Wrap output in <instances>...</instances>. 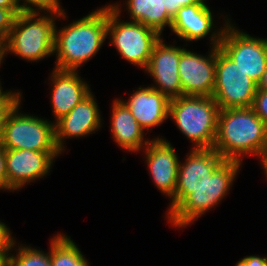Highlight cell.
<instances>
[{
  "instance_id": "6da1fadb",
  "label": "cell",
  "mask_w": 267,
  "mask_h": 266,
  "mask_svg": "<svg viewBox=\"0 0 267 266\" xmlns=\"http://www.w3.org/2000/svg\"><path fill=\"white\" fill-rule=\"evenodd\" d=\"M213 148L229 161L259 155L267 149V125L249 108L220 109Z\"/></svg>"
},
{
  "instance_id": "7a4b0ae2",
  "label": "cell",
  "mask_w": 267,
  "mask_h": 266,
  "mask_svg": "<svg viewBox=\"0 0 267 266\" xmlns=\"http://www.w3.org/2000/svg\"><path fill=\"white\" fill-rule=\"evenodd\" d=\"M107 37V6L58 30L55 29V69L77 71L99 51Z\"/></svg>"
},
{
  "instance_id": "3957f363",
  "label": "cell",
  "mask_w": 267,
  "mask_h": 266,
  "mask_svg": "<svg viewBox=\"0 0 267 266\" xmlns=\"http://www.w3.org/2000/svg\"><path fill=\"white\" fill-rule=\"evenodd\" d=\"M220 108L213 97L180 96L170 99L169 117L196 147L213 148Z\"/></svg>"
},
{
  "instance_id": "277c9868",
  "label": "cell",
  "mask_w": 267,
  "mask_h": 266,
  "mask_svg": "<svg viewBox=\"0 0 267 266\" xmlns=\"http://www.w3.org/2000/svg\"><path fill=\"white\" fill-rule=\"evenodd\" d=\"M20 12L14 21L7 38V51L28 61H38L54 54L55 20L65 18V12ZM53 14V16H52Z\"/></svg>"
},
{
  "instance_id": "5b68a950",
  "label": "cell",
  "mask_w": 267,
  "mask_h": 266,
  "mask_svg": "<svg viewBox=\"0 0 267 266\" xmlns=\"http://www.w3.org/2000/svg\"><path fill=\"white\" fill-rule=\"evenodd\" d=\"M242 162L225 160L208 179L193 189L169 215L175 227H186L207 210L219 204L230 190ZM219 202V203H218Z\"/></svg>"
},
{
  "instance_id": "8992f818",
  "label": "cell",
  "mask_w": 267,
  "mask_h": 266,
  "mask_svg": "<svg viewBox=\"0 0 267 266\" xmlns=\"http://www.w3.org/2000/svg\"><path fill=\"white\" fill-rule=\"evenodd\" d=\"M118 4L107 6V36L119 54L134 65L146 68L155 43L161 38L153 28L142 23L121 22Z\"/></svg>"
},
{
  "instance_id": "52a82bcc",
  "label": "cell",
  "mask_w": 267,
  "mask_h": 266,
  "mask_svg": "<svg viewBox=\"0 0 267 266\" xmlns=\"http://www.w3.org/2000/svg\"><path fill=\"white\" fill-rule=\"evenodd\" d=\"M21 98L9 109L0 145L5 149L60 151L55 141V123L27 114H19Z\"/></svg>"
},
{
  "instance_id": "ba28073f",
  "label": "cell",
  "mask_w": 267,
  "mask_h": 266,
  "mask_svg": "<svg viewBox=\"0 0 267 266\" xmlns=\"http://www.w3.org/2000/svg\"><path fill=\"white\" fill-rule=\"evenodd\" d=\"M257 84L216 47V74L212 97L220 109L249 108Z\"/></svg>"
},
{
  "instance_id": "9c48e42d",
  "label": "cell",
  "mask_w": 267,
  "mask_h": 266,
  "mask_svg": "<svg viewBox=\"0 0 267 266\" xmlns=\"http://www.w3.org/2000/svg\"><path fill=\"white\" fill-rule=\"evenodd\" d=\"M219 49L258 85L267 67V39L238 31L227 19Z\"/></svg>"
},
{
  "instance_id": "30bf717a",
  "label": "cell",
  "mask_w": 267,
  "mask_h": 266,
  "mask_svg": "<svg viewBox=\"0 0 267 266\" xmlns=\"http://www.w3.org/2000/svg\"><path fill=\"white\" fill-rule=\"evenodd\" d=\"M223 30L224 27L217 33H212L210 40L213 45L209 57L182 48L178 73L183 95L212 97L216 74V47L220 44Z\"/></svg>"
},
{
  "instance_id": "8fae6325",
  "label": "cell",
  "mask_w": 267,
  "mask_h": 266,
  "mask_svg": "<svg viewBox=\"0 0 267 266\" xmlns=\"http://www.w3.org/2000/svg\"><path fill=\"white\" fill-rule=\"evenodd\" d=\"M225 161L214 149H193L189 153L185 163H179L177 175V187L170 201L167 216L190 194L193 189L204 183L208 175Z\"/></svg>"
},
{
  "instance_id": "7c38bea8",
  "label": "cell",
  "mask_w": 267,
  "mask_h": 266,
  "mask_svg": "<svg viewBox=\"0 0 267 266\" xmlns=\"http://www.w3.org/2000/svg\"><path fill=\"white\" fill-rule=\"evenodd\" d=\"M59 154L60 151L6 149L8 190L20 189L30 181L46 176Z\"/></svg>"
},
{
  "instance_id": "4fadbf2b",
  "label": "cell",
  "mask_w": 267,
  "mask_h": 266,
  "mask_svg": "<svg viewBox=\"0 0 267 266\" xmlns=\"http://www.w3.org/2000/svg\"><path fill=\"white\" fill-rule=\"evenodd\" d=\"M160 38L154 45L151 57L145 68L154 79L156 86H151L166 95L169 99L183 96L178 65L182 48L174 44L166 45Z\"/></svg>"
},
{
  "instance_id": "5bb4252c",
  "label": "cell",
  "mask_w": 267,
  "mask_h": 266,
  "mask_svg": "<svg viewBox=\"0 0 267 266\" xmlns=\"http://www.w3.org/2000/svg\"><path fill=\"white\" fill-rule=\"evenodd\" d=\"M146 162L156 187L169 198L174 196L180 161L170 142L162 138L149 141L145 147Z\"/></svg>"
},
{
  "instance_id": "9a60e30c",
  "label": "cell",
  "mask_w": 267,
  "mask_h": 266,
  "mask_svg": "<svg viewBox=\"0 0 267 266\" xmlns=\"http://www.w3.org/2000/svg\"><path fill=\"white\" fill-rule=\"evenodd\" d=\"M92 92L72 110L55 122V141L57 148L64 150V138L82 137L98 131L101 117Z\"/></svg>"
},
{
  "instance_id": "2e32d148",
  "label": "cell",
  "mask_w": 267,
  "mask_h": 266,
  "mask_svg": "<svg viewBox=\"0 0 267 266\" xmlns=\"http://www.w3.org/2000/svg\"><path fill=\"white\" fill-rule=\"evenodd\" d=\"M77 71L54 69L51 74L52 108L55 121L68 114L91 93L86 82H83Z\"/></svg>"
},
{
  "instance_id": "e0dca14e",
  "label": "cell",
  "mask_w": 267,
  "mask_h": 266,
  "mask_svg": "<svg viewBox=\"0 0 267 266\" xmlns=\"http://www.w3.org/2000/svg\"><path fill=\"white\" fill-rule=\"evenodd\" d=\"M138 89L127 101H121L143 130L161 125L169 116L170 99L149 86Z\"/></svg>"
},
{
  "instance_id": "ac0fdd59",
  "label": "cell",
  "mask_w": 267,
  "mask_h": 266,
  "mask_svg": "<svg viewBox=\"0 0 267 266\" xmlns=\"http://www.w3.org/2000/svg\"><path fill=\"white\" fill-rule=\"evenodd\" d=\"M213 14L206 4L181 7L172 19L171 30L186 41H197L214 28Z\"/></svg>"
},
{
  "instance_id": "d6986e66",
  "label": "cell",
  "mask_w": 267,
  "mask_h": 266,
  "mask_svg": "<svg viewBox=\"0 0 267 266\" xmlns=\"http://www.w3.org/2000/svg\"><path fill=\"white\" fill-rule=\"evenodd\" d=\"M113 104L111 131L114 141L129 152H138L146 147L150 140L144 142V130L139 126L129 108L119 99H116Z\"/></svg>"
},
{
  "instance_id": "ffe728a7",
  "label": "cell",
  "mask_w": 267,
  "mask_h": 266,
  "mask_svg": "<svg viewBox=\"0 0 267 266\" xmlns=\"http://www.w3.org/2000/svg\"><path fill=\"white\" fill-rule=\"evenodd\" d=\"M132 21L155 29L160 35L165 28H171L172 18L168 15L166 0H127Z\"/></svg>"
},
{
  "instance_id": "44dd1931",
  "label": "cell",
  "mask_w": 267,
  "mask_h": 266,
  "mask_svg": "<svg viewBox=\"0 0 267 266\" xmlns=\"http://www.w3.org/2000/svg\"><path fill=\"white\" fill-rule=\"evenodd\" d=\"M51 266H90L69 236L58 234L51 239Z\"/></svg>"
},
{
  "instance_id": "7402d4cb",
  "label": "cell",
  "mask_w": 267,
  "mask_h": 266,
  "mask_svg": "<svg viewBox=\"0 0 267 266\" xmlns=\"http://www.w3.org/2000/svg\"><path fill=\"white\" fill-rule=\"evenodd\" d=\"M17 250L16 256H9V266H51L50 252L22 245Z\"/></svg>"
},
{
  "instance_id": "603a6c76",
  "label": "cell",
  "mask_w": 267,
  "mask_h": 266,
  "mask_svg": "<svg viewBox=\"0 0 267 266\" xmlns=\"http://www.w3.org/2000/svg\"><path fill=\"white\" fill-rule=\"evenodd\" d=\"M16 1L20 12H40L41 10H44L47 13L49 12L50 14L51 12L60 13L61 11H63L60 6L59 0H23V4H19L20 0ZM33 7L37 8L34 9Z\"/></svg>"
},
{
  "instance_id": "cb8c5ba5",
  "label": "cell",
  "mask_w": 267,
  "mask_h": 266,
  "mask_svg": "<svg viewBox=\"0 0 267 266\" xmlns=\"http://www.w3.org/2000/svg\"><path fill=\"white\" fill-rule=\"evenodd\" d=\"M20 13V9H6L0 7V36L6 39L13 27L16 16Z\"/></svg>"
},
{
  "instance_id": "d4e9b609",
  "label": "cell",
  "mask_w": 267,
  "mask_h": 266,
  "mask_svg": "<svg viewBox=\"0 0 267 266\" xmlns=\"http://www.w3.org/2000/svg\"><path fill=\"white\" fill-rule=\"evenodd\" d=\"M251 108L267 125V91L257 89Z\"/></svg>"
},
{
  "instance_id": "484cf974",
  "label": "cell",
  "mask_w": 267,
  "mask_h": 266,
  "mask_svg": "<svg viewBox=\"0 0 267 266\" xmlns=\"http://www.w3.org/2000/svg\"><path fill=\"white\" fill-rule=\"evenodd\" d=\"M15 242L9 228H7L4 223L0 222V255H9V250H12L15 246Z\"/></svg>"
},
{
  "instance_id": "4316f807",
  "label": "cell",
  "mask_w": 267,
  "mask_h": 266,
  "mask_svg": "<svg viewBox=\"0 0 267 266\" xmlns=\"http://www.w3.org/2000/svg\"><path fill=\"white\" fill-rule=\"evenodd\" d=\"M20 98V92H3L0 83V112H8Z\"/></svg>"
},
{
  "instance_id": "83f0119b",
  "label": "cell",
  "mask_w": 267,
  "mask_h": 266,
  "mask_svg": "<svg viewBox=\"0 0 267 266\" xmlns=\"http://www.w3.org/2000/svg\"><path fill=\"white\" fill-rule=\"evenodd\" d=\"M166 11L168 15L173 19L181 7L193 5V4H205V0H166Z\"/></svg>"
},
{
  "instance_id": "f1b7e54d",
  "label": "cell",
  "mask_w": 267,
  "mask_h": 266,
  "mask_svg": "<svg viewBox=\"0 0 267 266\" xmlns=\"http://www.w3.org/2000/svg\"><path fill=\"white\" fill-rule=\"evenodd\" d=\"M8 190L6 149L0 145V190Z\"/></svg>"
},
{
  "instance_id": "f546056e",
  "label": "cell",
  "mask_w": 267,
  "mask_h": 266,
  "mask_svg": "<svg viewBox=\"0 0 267 266\" xmlns=\"http://www.w3.org/2000/svg\"><path fill=\"white\" fill-rule=\"evenodd\" d=\"M235 266H267V257L246 256L238 261Z\"/></svg>"
},
{
  "instance_id": "4dcf8cb0",
  "label": "cell",
  "mask_w": 267,
  "mask_h": 266,
  "mask_svg": "<svg viewBox=\"0 0 267 266\" xmlns=\"http://www.w3.org/2000/svg\"><path fill=\"white\" fill-rule=\"evenodd\" d=\"M7 54V39L5 37L0 36V64Z\"/></svg>"
},
{
  "instance_id": "1f68e13d",
  "label": "cell",
  "mask_w": 267,
  "mask_h": 266,
  "mask_svg": "<svg viewBox=\"0 0 267 266\" xmlns=\"http://www.w3.org/2000/svg\"><path fill=\"white\" fill-rule=\"evenodd\" d=\"M0 7L6 9H19L16 0H0Z\"/></svg>"
},
{
  "instance_id": "d6a6232c",
  "label": "cell",
  "mask_w": 267,
  "mask_h": 266,
  "mask_svg": "<svg viewBox=\"0 0 267 266\" xmlns=\"http://www.w3.org/2000/svg\"><path fill=\"white\" fill-rule=\"evenodd\" d=\"M257 89L266 90L267 91V67L266 70L263 73V76L260 80V82L257 85Z\"/></svg>"
},
{
  "instance_id": "836d02e7",
  "label": "cell",
  "mask_w": 267,
  "mask_h": 266,
  "mask_svg": "<svg viewBox=\"0 0 267 266\" xmlns=\"http://www.w3.org/2000/svg\"><path fill=\"white\" fill-rule=\"evenodd\" d=\"M259 158H261V163L263 165L264 172L267 176V149L259 155Z\"/></svg>"
},
{
  "instance_id": "e575fe53",
  "label": "cell",
  "mask_w": 267,
  "mask_h": 266,
  "mask_svg": "<svg viewBox=\"0 0 267 266\" xmlns=\"http://www.w3.org/2000/svg\"><path fill=\"white\" fill-rule=\"evenodd\" d=\"M8 112H0V142L2 139L3 123Z\"/></svg>"
},
{
  "instance_id": "d590c367",
  "label": "cell",
  "mask_w": 267,
  "mask_h": 266,
  "mask_svg": "<svg viewBox=\"0 0 267 266\" xmlns=\"http://www.w3.org/2000/svg\"><path fill=\"white\" fill-rule=\"evenodd\" d=\"M0 266H9V255H0Z\"/></svg>"
}]
</instances>
